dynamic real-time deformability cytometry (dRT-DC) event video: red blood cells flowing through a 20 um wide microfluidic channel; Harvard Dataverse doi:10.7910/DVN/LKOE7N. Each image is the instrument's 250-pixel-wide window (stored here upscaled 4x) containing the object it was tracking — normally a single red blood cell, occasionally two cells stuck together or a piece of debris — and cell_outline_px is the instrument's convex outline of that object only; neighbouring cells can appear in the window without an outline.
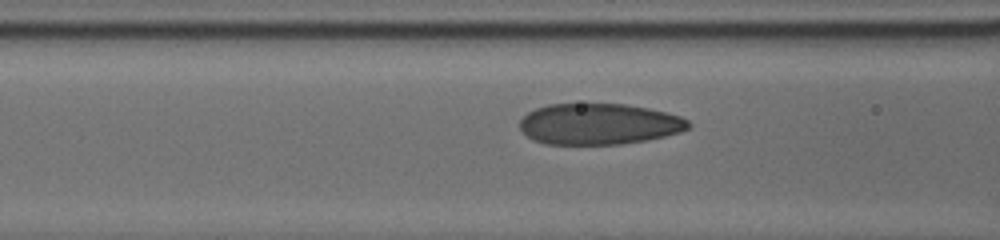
{"species": "human", "species_latin": "Homo sapiens", "temperature_condition": "cold", "stored_images_in_passage": 51, "camera_frame_rate_fps": 3000, "um_per_image_px": 0.085, "donor": {"sex": "male"}, "frame": {"image": 1, "passage_image": 9, "time_ms": 3.0, "image_size_px": [1000, 240], "cell_outline_px": [[688, 128], [680, 132], [664, 136], [644, 140], [620, 144], [544, 144], [528, 136], [520, 128], [520, 120], [528, 112], [536, 108], [548, 104], [624, 104], [648, 108], [680, 116], [688, 120]], "centroid_in_image_um": [50.89, 10.54], "position_along_channel_um": 115.7, "area_um2": 40.0}}
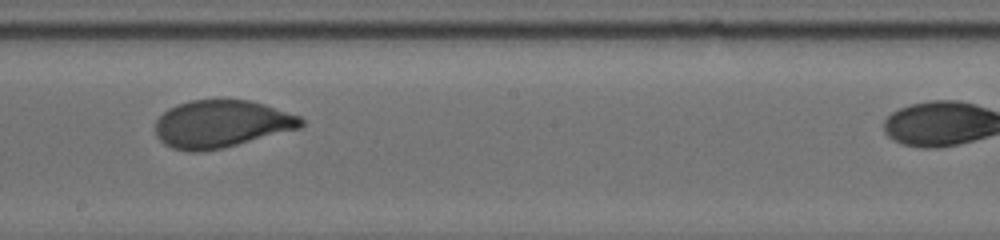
{"frame": {"image": 2, "passage_image": 27, "time_ms": 6.0, "image_size_px": [1000, 240], "cell_outline_px": [[304, 124], [300, 128], [220, 148], [200, 152], [188, 152], [172, 148], [164, 144], [156, 136], [156, 120], [168, 108], [188, 100], [252, 100], [300, 116], [304, 120]], "centroid_in_image_um": [18.79, 10.53], "position_along_channel_um": 229.4, "area_um2": 40.11}}
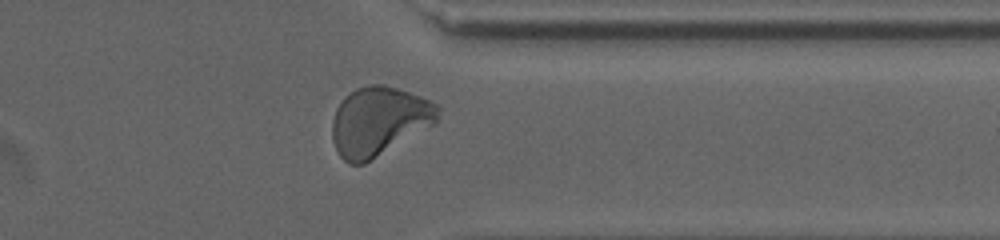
{"frame": {"image": 3, "passage_image": 50, "time_ms": 10.0, "image_size_px": [1000, 240], "cell_outline_px": [[440, 108], [436, 124], [364, 164], [348, 164], [340, 156], [332, 140], [332, 120], [336, 108], [344, 96], [356, 88], [368, 84], [384, 84], [408, 92], [428, 100], [436, 104]], "centroid_in_image_um": [32.19, 10.31], "position_along_channel_um": 379.2, "area_um2": 42.6}}